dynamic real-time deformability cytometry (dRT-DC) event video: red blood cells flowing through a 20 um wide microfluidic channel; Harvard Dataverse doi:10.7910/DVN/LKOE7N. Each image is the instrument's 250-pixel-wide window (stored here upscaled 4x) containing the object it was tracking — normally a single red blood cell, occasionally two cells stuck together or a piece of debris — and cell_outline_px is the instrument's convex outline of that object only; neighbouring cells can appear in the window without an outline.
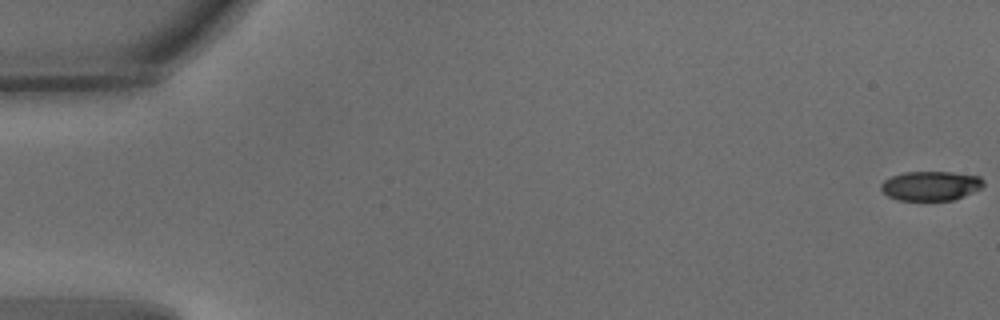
{"species": "common noctule bat (a hibernating species)", "species_latin": "Nyctalus noctula", "temperature_condition": "warm", "stored_images_in_passage": 57, "camera_frame_rate_fps": 3000, "um_per_image_px": 0.085, "animal": {"sex": "male", "body_mass_g": 15.6}, "frame": {"image": 1, "passage_image": 1, "time_ms": 0.0, "image_size_px": [1000, 320], "cell_outline_px": [[984, 184], [980, 188], [972, 192], [952, 200], [900, 200], [888, 196], [880, 188], [880, 184], [884, 180], [892, 176], [904, 172], [952, 172], [980, 176], [984, 180]], "centroid_in_image_um": [79.1, 15.78], "position_along_channel_um": 5.9, "area_um2": 17.46}}
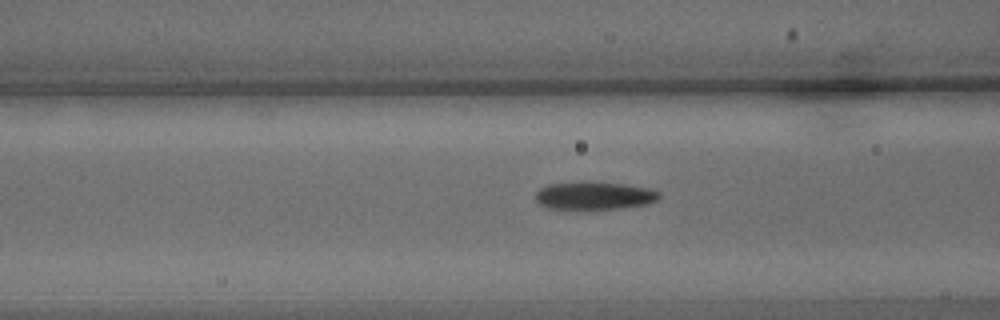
{"frame": {"image": 2, "passage_image": 23, "time_ms": 7.333, "image_size_px": [1000, 320], "cell_outline_px": [[660, 196], [656, 200], [648, 204], [620, 208], [548, 208], [540, 204], [536, 200], [536, 192], [544, 184], [580, 180], [588, 180], [624, 184], [648, 188], [660, 192]], "centroid_in_image_um": [50.48, 16.58], "position_along_channel_um": 116.1, "area_um2": 20.35}}
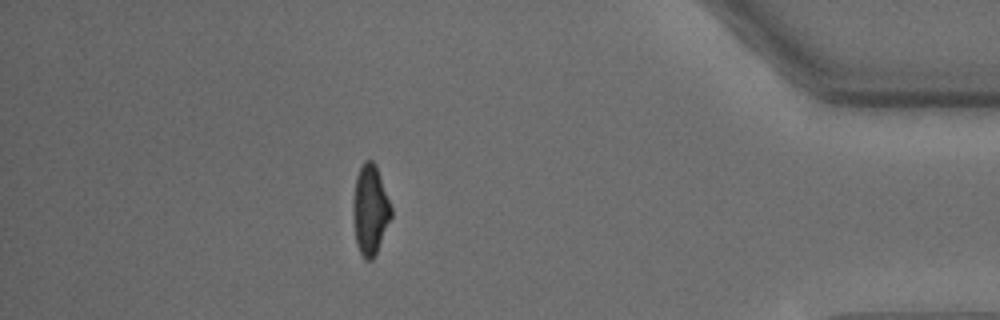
{"frame": {"image": 3, "passage_image": 50, "time_ms": 16.333, "image_size_px": [1000, 320], "cell_outline_px": [[392, 216], [376, 252], [372, 260], [364, 260], [356, 244], [352, 216], [352, 204], [356, 176], [364, 160], [372, 160], [376, 164], [392, 208]], "centroid_in_image_um": [31.45, 17.83], "position_along_channel_um": 403.8, "area_um2": 20.06}, "authors_computed_cell_mechanics": {"area_um2": 20.23, "velocity_mm_per_s": 3.6658, "shape_relaxation_time_tau1_ms": 4.4784, "shape_relaxation_time_tau2_ms": 1.6779, "deformation_change_tau1": 0.175, "deformation_change_tau2": 0.0908}}